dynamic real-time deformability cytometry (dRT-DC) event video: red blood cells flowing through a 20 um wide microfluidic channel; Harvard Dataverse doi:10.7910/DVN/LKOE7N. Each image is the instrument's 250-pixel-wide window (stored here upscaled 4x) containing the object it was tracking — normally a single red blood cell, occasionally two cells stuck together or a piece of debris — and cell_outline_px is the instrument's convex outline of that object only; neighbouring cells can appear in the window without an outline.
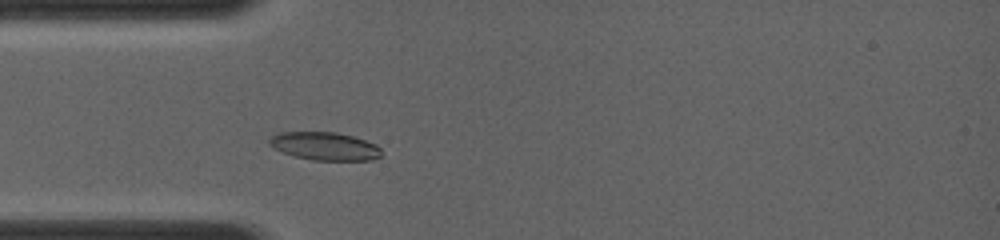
{"species": "common noctule bat (a hibernating species)", "species_latin": "Nyctalus noctula", "temperature_condition": "room temperature", "stored_images_in_passage": 24, "camera_frame_rate_fps": 4000, "um_per_image_px": 0.085, "animal": {"sex": "female", "body_mass_g": 19.0, "forearm_length_mm": 56.7}, "frame": {"image": 1, "passage_image": 5, "time_ms": 1.5, "image_size_px": [1000, 240], "cell_outline_px": [[380, 156], [368, 160], [312, 160], [296, 156], [284, 152], [268, 144], [268, 140], [272, 136], [284, 132], [336, 132], [352, 136], [364, 140], [380, 148]], "centroid_in_image_um": [27.58, 12.42], "position_along_channel_um": 57.4, "area_um2": 17.86}}
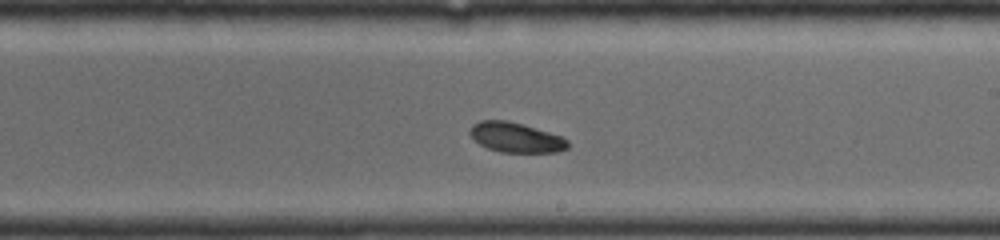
{"frame": {"image": 2, "passage_image": 16, "time_ms": 5.75, "image_size_px": [1000, 240], "cell_outline_px": [[568, 148], [556, 152], [500, 152], [488, 148], [480, 144], [468, 132], [472, 124], [480, 120], [504, 120], [520, 124], [560, 136], [568, 140]], "centroid_in_image_um": [43.81, 11.69], "position_along_channel_um": 245.2, "area_um2": 16.7}}
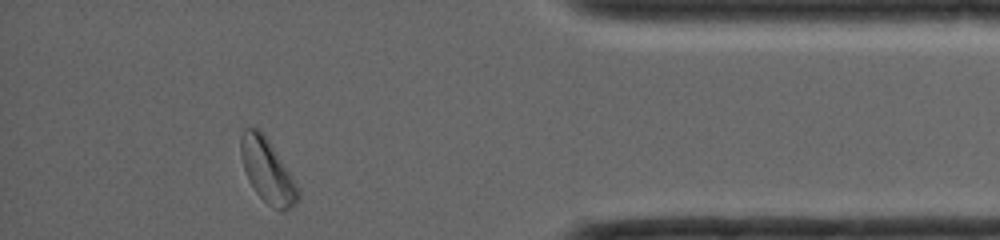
{"frame": {"image": 3, "passage_image": 24, "time_ms": 10.0, "image_size_px": [1000, 240], "cell_outline_px": [[300, 196], [296, 204], [280, 212], [268, 204], [256, 192], [248, 180], [244, 168], [240, 152], [240, 140], [244, 128], [256, 128], [264, 136], [288, 172], [300, 192]], "centroid_in_image_um": [22.7, 14.57], "position_along_channel_um": 412.5, "area_um2": 20.35}}